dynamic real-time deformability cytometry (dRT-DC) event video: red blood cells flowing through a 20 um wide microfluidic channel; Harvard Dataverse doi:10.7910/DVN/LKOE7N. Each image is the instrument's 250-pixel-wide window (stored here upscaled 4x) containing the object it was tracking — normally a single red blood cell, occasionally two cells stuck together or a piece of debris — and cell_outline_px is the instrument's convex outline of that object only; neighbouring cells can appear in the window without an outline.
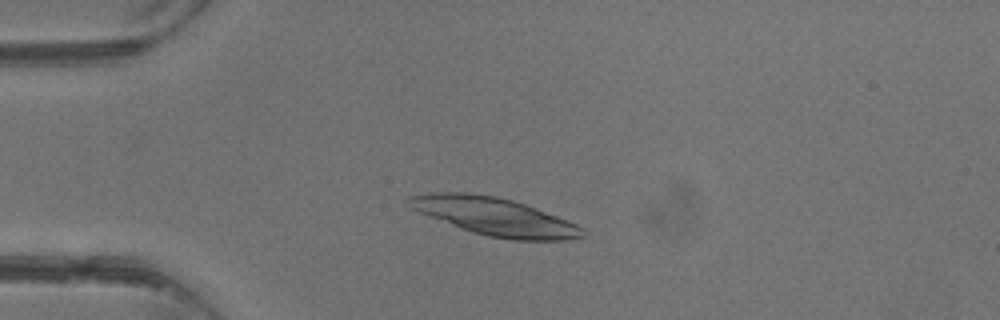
{"species": "common noctule bat (a hibernating species)", "species_latin": "Nyctalus noctula", "temperature_condition": "warm", "stored_images_in_passage": 2, "camera_frame_rate_fps": 3000, "um_per_image_px": 0.085, "animal": {"sex": "male", "body_mass_g": 13.3}, "frame": {"image": 1, "passage_image": 2, "time_ms": 1.0, "image_size_px": [1000, 320], "cell_outline_px": [[588, 236], [564, 240], [512, 240], [488, 236], [472, 232], [420, 212], [412, 208], [404, 200], [408, 196], [428, 192], [468, 192], [496, 196], [512, 200], [524, 204], [556, 216], [576, 224], [584, 228], [588, 232]], "centroid_in_image_um": [42.06, 18.4], "position_along_channel_um": 42.9, "area_um2": 38.15}}